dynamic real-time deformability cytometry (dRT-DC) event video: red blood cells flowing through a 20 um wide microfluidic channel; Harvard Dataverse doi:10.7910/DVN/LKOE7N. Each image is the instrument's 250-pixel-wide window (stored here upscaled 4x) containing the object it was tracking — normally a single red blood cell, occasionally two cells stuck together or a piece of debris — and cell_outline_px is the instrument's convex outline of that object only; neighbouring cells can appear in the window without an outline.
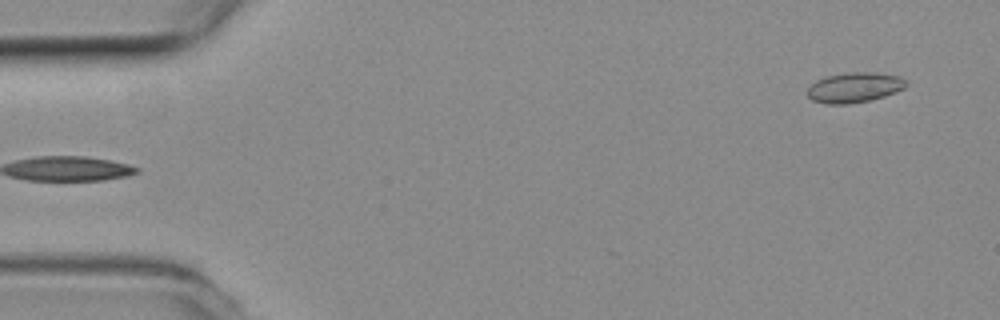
{"species": "common noctule bat (a hibernating species)", "species_latin": "Nyctalus noctula", "temperature_condition": "room temperature", "stored_images_in_passage": 4, "camera_frame_rate_fps": 3000, "um_per_image_px": 0.085, "animal": {"sex": "female", "body_mass_g": 19.3, "forearm_length_mm": 54.1}, "frame": {"image": 1, "passage_image": 4, "time_ms": 1.0, "image_size_px": [1000, 320], "cell_outline_px": [[908, 84], [904, 88], [884, 96], [868, 100], [848, 104], [828, 104], [812, 100], [808, 96], [808, 88], [816, 80], [828, 76], [848, 72], [876, 72], [900, 76], [908, 80]], "centroid_in_image_um": [72.66, 7.42], "position_along_channel_um": 12.3, "area_um2": 17.28}}